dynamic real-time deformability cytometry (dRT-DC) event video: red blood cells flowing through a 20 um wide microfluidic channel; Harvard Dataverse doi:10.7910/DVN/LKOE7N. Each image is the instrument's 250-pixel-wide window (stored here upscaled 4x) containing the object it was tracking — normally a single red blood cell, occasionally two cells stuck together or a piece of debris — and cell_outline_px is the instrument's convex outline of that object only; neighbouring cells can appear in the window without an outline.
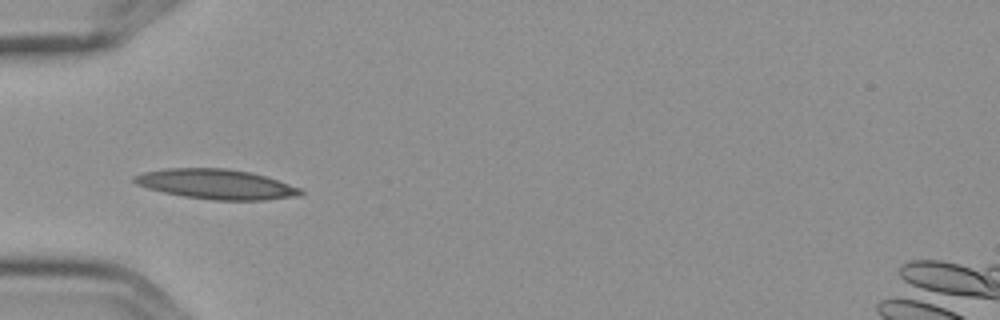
{"species": "Egyptian fruit bat (a non-hibernating species)", "species_latin": "Rousettus aegyptiacus", "temperature_condition": "cold", "stored_images_in_passage": 9, "camera_frame_rate_fps": 3000, "um_per_image_px": 0.085, "frame": {"image": 1, "passage_image": 6, "time_ms": 1.667, "image_size_px": [1000, 320], "cell_outline_px": [[304, 192], [300, 196], [264, 200], [212, 200], [184, 196], [164, 192], [148, 188], [136, 184], [132, 180], [132, 176], [144, 172], [168, 168], [224, 168], [248, 172], [264, 176], [300, 188]], "centroid_in_image_um": [18.36, 15.66], "position_along_channel_um": 66.6, "area_um2": 28.73}}
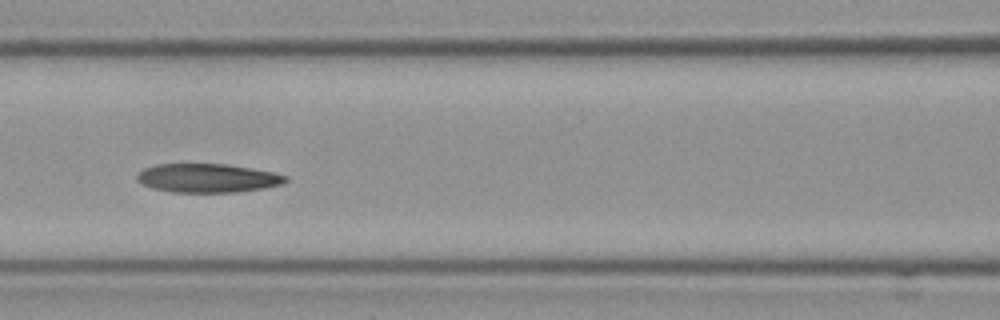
{"frame": {"image": 2, "passage_image": 8, "time_ms": 2.333, "image_size_px": [1000, 320], "cell_outline_px": [[288, 180], [284, 184], [264, 188], [240, 192], [172, 192], [152, 188], [140, 184], [136, 180], [136, 176], [144, 168], [156, 164], [224, 164], [252, 168], [272, 172], [288, 176]], "centroid_in_image_um": [17.64, 15.14], "position_along_channel_um": 149.0, "area_um2": 25.09}}
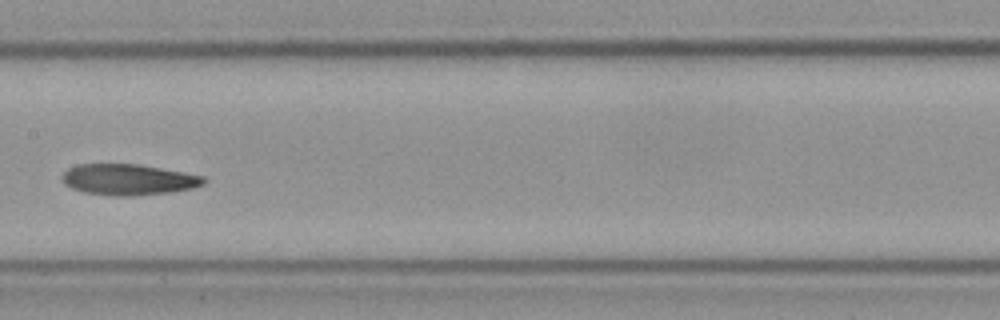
{"frame": {"image": 3, "passage_image": 9, "time_ms": 2.667, "image_size_px": [1000, 320], "cell_outline_px": [[208, 180], [204, 184], [192, 188], [168, 192], [132, 196], [116, 196], [84, 192], [72, 188], [64, 184], [64, 172], [68, 168], [80, 164], [140, 164], [184, 172], [204, 176]], "centroid_in_image_um": [10.95, 15.26], "position_along_channel_um": 196.5, "area_um2": 25.43}}